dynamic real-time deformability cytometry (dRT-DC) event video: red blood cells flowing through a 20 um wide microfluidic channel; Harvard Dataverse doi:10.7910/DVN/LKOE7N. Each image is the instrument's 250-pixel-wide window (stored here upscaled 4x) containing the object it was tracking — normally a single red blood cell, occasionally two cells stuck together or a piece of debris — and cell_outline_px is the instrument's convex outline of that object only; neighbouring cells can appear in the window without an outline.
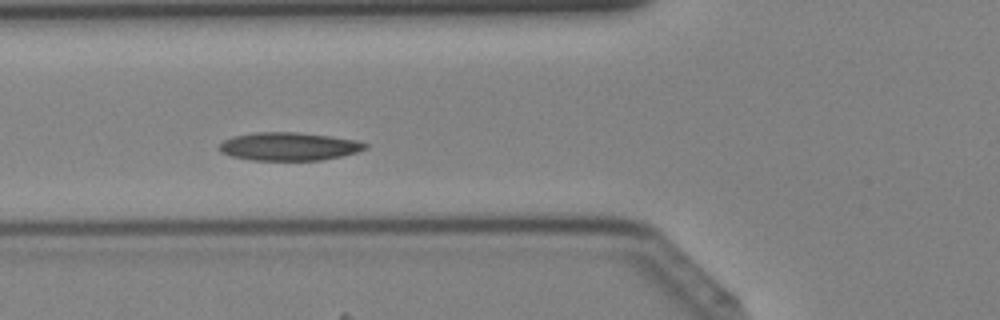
{"species": "Egyptian fruit bat (a non-hibernating species)", "species_latin": "Rousettus aegyptiacus", "temperature_condition": "cold", "stored_images_in_passage": 40, "camera_frame_rate_fps": 3000, "um_per_image_px": 0.085, "animal": {"sex": "female"}, "frame": {"image": 1, "passage_image": 13, "time_ms": 4.0, "image_size_px": [1000, 320], "cell_outline_px": [[368, 148], [356, 152], [340, 156], [320, 160], [252, 160], [232, 156], [220, 152], [220, 144], [224, 140], [232, 136], [256, 132], [296, 132], [328, 136], [356, 140], [368, 144]], "centroid_in_image_um": [24.54, 12.44], "position_along_channel_um": 101.3, "area_um2": 23.76}}
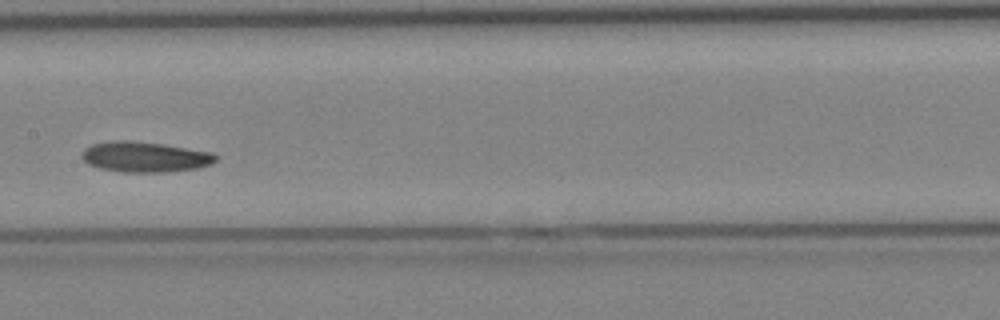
{"frame": {"image": 2, "passage_image": 19, "time_ms": 6.0, "image_size_px": [1000, 320], "cell_outline_px": [[220, 156], [212, 164], [196, 168], [164, 172], [120, 172], [100, 168], [88, 164], [80, 156], [80, 152], [84, 148], [92, 144], [112, 140], [132, 140], [160, 144], [212, 152]], "centroid_in_image_um": [12.28, 13.33], "position_along_channel_um": 195.1, "area_um2": 23.87}}
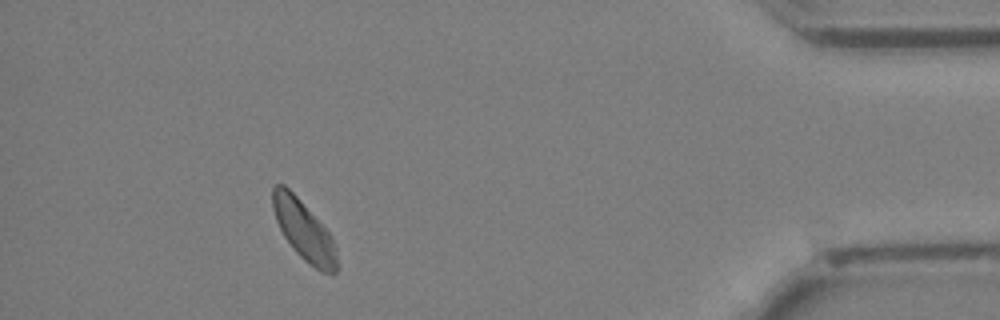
{"frame": {"image": 3, "passage_image": 36, "time_ms": 11.667, "image_size_px": [1000, 320], "cell_outline_px": [[336, 272], [320, 272], [304, 260], [292, 248], [284, 236], [276, 220], [272, 208], [272, 188], [276, 184], [284, 184], [300, 200], [332, 236], [336, 248]], "centroid_in_image_um": [25.8, 19.58], "position_along_channel_um": 409.4, "area_um2": 21.96}}